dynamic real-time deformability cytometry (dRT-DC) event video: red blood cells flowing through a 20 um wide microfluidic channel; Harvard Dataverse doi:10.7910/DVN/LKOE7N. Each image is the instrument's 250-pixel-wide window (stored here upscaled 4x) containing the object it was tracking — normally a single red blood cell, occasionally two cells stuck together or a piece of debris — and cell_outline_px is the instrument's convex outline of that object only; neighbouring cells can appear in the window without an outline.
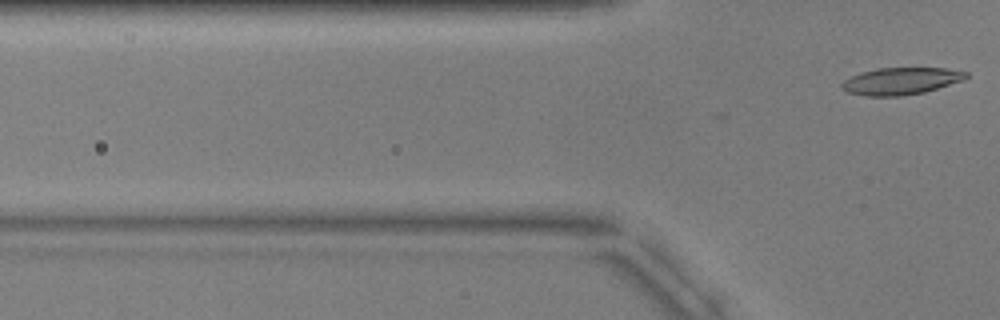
{"species": "common noctule bat (a hibernating species)", "species_latin": "Nyctalus noctula", "temperature_condition": "warm", "stored_images_in_passage": 6, "camera_frame_rate_fps": 3000, "um_per_image_px": 0.085, "animal": {"sex": "male", "body_mass_g": 17.9, "forearm_length_mm": 54.2}, "frame": {"image": 1, "passage_image": 6, "time_ms": 6.667, "image_size_px": [1000, 320], "cell_outline_px": [[968, 76], [964, 80], [924, 92], [900, 96], [868, 96], [848, 92], [840, 88], [840, 84], [844, 80], [852, 76], [876, 68], [944, 68], [968, 72]], "centroid_in_image_um": [76.58, 6.89], "position_along_channel_um": 49.2, "area_um2": 19.48}}